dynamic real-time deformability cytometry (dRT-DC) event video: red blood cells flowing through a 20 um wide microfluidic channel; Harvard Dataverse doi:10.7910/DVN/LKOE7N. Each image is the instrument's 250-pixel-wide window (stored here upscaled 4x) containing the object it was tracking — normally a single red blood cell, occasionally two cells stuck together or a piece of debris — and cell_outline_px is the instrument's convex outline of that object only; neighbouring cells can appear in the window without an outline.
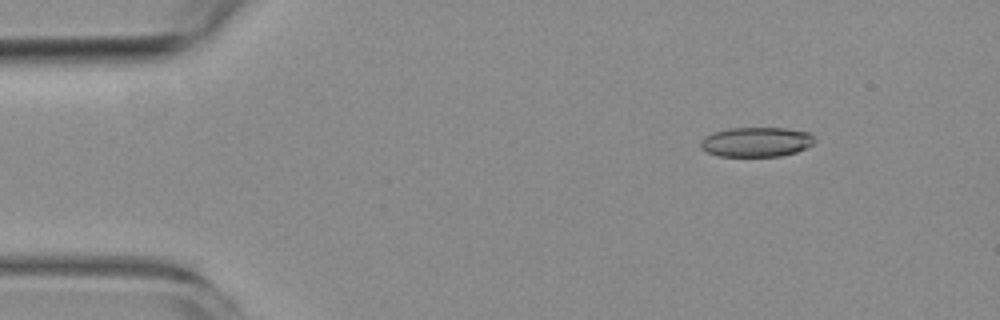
{"species": "common noctule bat (a hibernating species)", "species_latin": "Nyctalus noctula", "temperature_condition": "room temperature", "stored_images_in_passage": 5, "camera_frame_rate_fps": 3000, "um_per_image_px": 0.085, "animal": {"sex": "female", "body_mass_g": 19.3, "forearm_length_mm": 54.1}, "frame": {"image": 1, "passage_image": 2, "time_ms": 1.333, "image_size_px": [1000, 320], "cell_outline_px": [[816, 140], [812, 144], [796, 152], [780, 156], [720, 156], [708, 152], [700, 148], [700, 140], [704, 136], [712, 132], [728, 128], [784, 128], [808, 132]], "centroid_in_image_um": [64.24, 12.06], "position_along_channel_um": 20.8, "area_um2": 19.71}}